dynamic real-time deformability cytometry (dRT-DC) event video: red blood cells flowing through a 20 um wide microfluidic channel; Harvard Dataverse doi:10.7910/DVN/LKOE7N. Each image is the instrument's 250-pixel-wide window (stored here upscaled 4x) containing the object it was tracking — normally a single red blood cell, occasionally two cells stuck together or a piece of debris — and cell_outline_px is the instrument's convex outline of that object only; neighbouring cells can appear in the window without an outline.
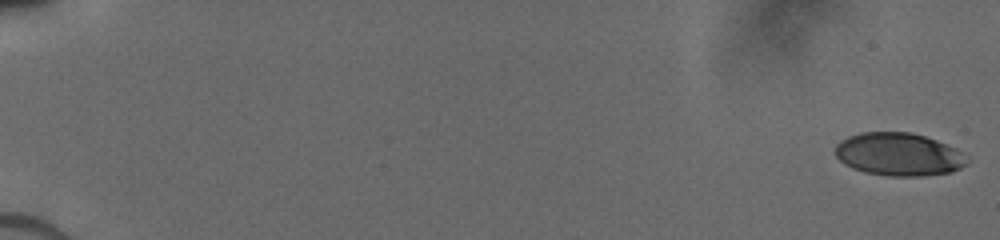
{"species": "human", "species_latin": "Homo sapiens", "temperature_condition": "cold", "stored_images_in_passage": 52, "camera_frame_rate_fps": 3000, "um_per_image_px": 0.085, "donor": {"sex": "male"}, "frame": {"image": 1, "passage_image": 1, "time_ms": 0.0, "image_size_px": [1000, 240], "cell_outline_px": [[968, 164], [952, 172], [924, 176], [888, 176], [864, 172], [852, 168], [844, 164], [836, 156], [836, 144], [840, 140], [848, 136], [860, 132], [912, 132], [936, 140], [956, 148], [960, 152]], "centroid_in_image_um": [76.36, 13.12], "position_along_channel_um": 8.6, "area_um2": 33.0}}
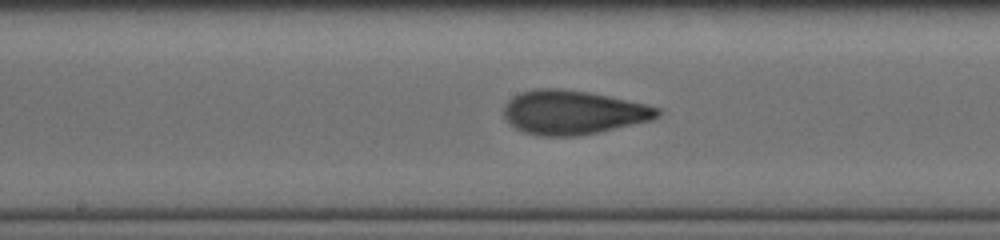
{"frame": {"image": 2, "passage_image": 30, "time_ms": 9.667, "image_size_px": [1000, 240], "cell_outline_px": [[664, 112], [660, 116], [652, 120], [600, 132], [576, 136], [540, 136], [524, 132], [508, 124], [504, 116], [504, 104], [512, 96], [520, 92], [536, 88], [560, 88], [588, 92], [648, 104], [660, 108]], "centroid_in_image_um": [48.72, 9.55], "position_along_channel_um": 199.5, "area_um2": 39.88}}
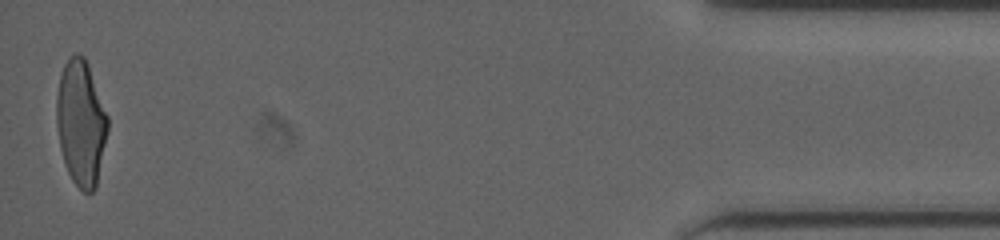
{"frame": {"image": 3, "passage_image": 52, "time_ms": 17.0, "image_size_px": [1000, 240], "cell_outline_px": [[108, 128], [96, 188], [92, 192], [84, 192], [72, 180], [64, 164], [60, 148], [56, 124], [56, 96], [60, 76], [64, 64], [68, 56], [76, 52], [80, 52], [84, 56], [88, 64], [108, 116]], "centroid_in_image_um": [6.86, 10.41], "position_along_channel_um": 428.3, "area_um2": 37.63}}